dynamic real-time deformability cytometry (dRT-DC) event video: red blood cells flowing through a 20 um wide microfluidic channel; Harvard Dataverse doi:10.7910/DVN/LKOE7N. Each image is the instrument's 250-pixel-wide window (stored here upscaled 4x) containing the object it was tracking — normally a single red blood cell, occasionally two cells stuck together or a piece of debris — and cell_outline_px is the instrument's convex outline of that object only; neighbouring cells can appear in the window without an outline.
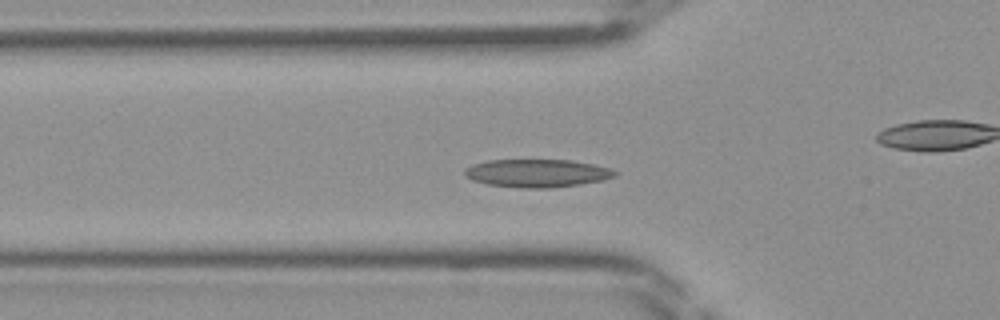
{"species": "Egyptian fruit bat (a non-hibernating species)", "species_latin": "Rousettus aegyptiacus", "temperature_condition": "room temperature", "stored_images_in_passage": 45, "camera_frame_rate_fps": 3000, "um_per_image_px": 0.085, "frame": {"image": 1, "passage_image": 14, "time_ms": 4.333, "image_size_px": [1000, 320], "cell_outline_px": [[616, 176], [600, 180], [580, 184], [552, 188], [520, 188], [488, 184], [472, 180], [464, 176], [464, 168], [472, 164], [488, 160], [568, 160], [592, 164], [608, 168], [616, 172]], "centroid_in_image_um": [45.58, 14.72], "position_along_channel_um": 80.2, "area_um2": 24.39}}
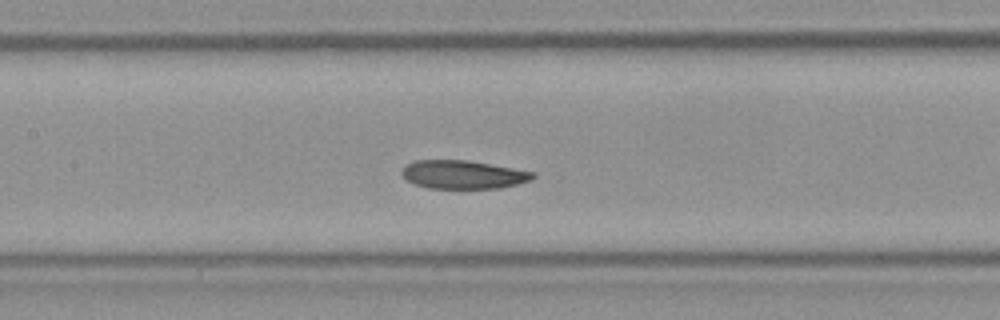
{"frame": {"image": 2, "passage_image": 20, "time_ms": 6.333, "image_size_px": [1000, 320], "cell_outline_px": [[536, 176], [532, 180], [500, 188], [428, 188], [416, 184], [408, 180], [400, 172], [412, 160], [468, 160], [536, 172]], "centroid_in_image_um": [39.4, 14.83], "position_along_channel_um": 168.0, "area_um2": 21.62}}
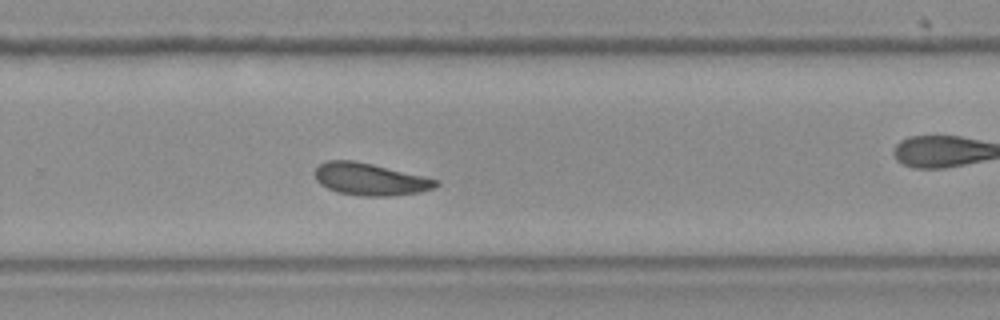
{"frame": {"image": 3, "passage_image": 29, "time_ms": 9.333, "image_size_px": [1000, 320], "cell_outline_px": [[440, 184], [432, 188], [420, 192], [388, 196], [360, 196], [336, 192], [320, 184], [316, 180], [312, 172], [320, 164], [328, 160], [352, 160], [372, 164], [440, 180]], "centroid_in_image_um": [31.42, 15.24], "position_along_channel_um": 298.4, "area_um2": 22.72}}